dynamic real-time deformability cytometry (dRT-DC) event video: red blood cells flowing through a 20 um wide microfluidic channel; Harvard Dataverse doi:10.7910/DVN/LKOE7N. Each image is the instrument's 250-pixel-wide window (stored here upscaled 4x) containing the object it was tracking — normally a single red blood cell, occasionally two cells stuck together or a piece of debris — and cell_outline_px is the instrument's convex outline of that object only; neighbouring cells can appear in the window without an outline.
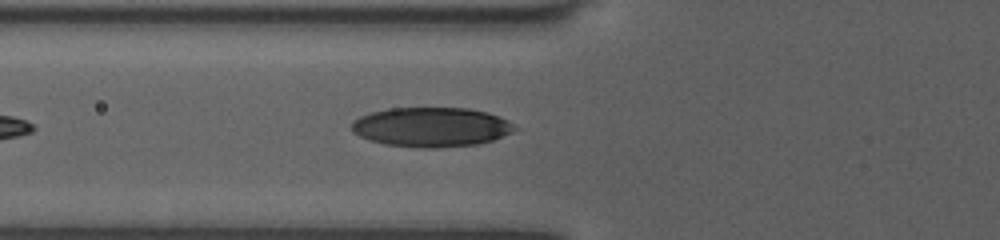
{"species": "human", "species_latin": "Homo sapiens", "temperature_condition": "room temperature", "stored_images_in_passage": 27, "camera_frame_rate_fps": 3000, "um_per_image_px": 0.085, "donor": {"sex": "female"}, "frame": {"image": 1, "passage_image": 5, "time_ms": 1.333, "image_size_px": [1000, 240], "cell_outline_px": [[516, 128], [512, 132], [492, 140], [476, 144], [436, 148], [424, 148], [384, 144], [360, 136], [352, 132], [352, 124], [360, 116], [372, 112], [388, 108], [468, 108], [488, 112], [500, 116], [508, 120]], "centroid_in_image_um": [36.67, 10.79], "position_along_channel_um": 89.1, "area_um2": 37.34}}
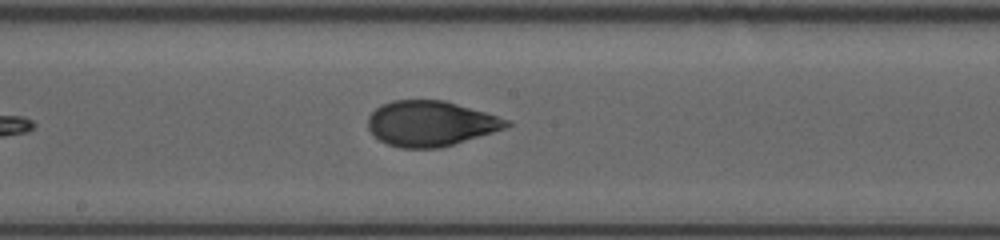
{"frame": {"image": 2, "passage_image": 14, "time_ms": 4.333, "image_size_px": [1000, 240], "cell_outline_px": [[512, 124], [504, 128], [492, 132], [440, 148], [400, 148], [388, 144], [380, 140], [368, 128], [368, 116], [376, 108], [392, 100], [444, 100], [484, 112], [508, 120]], "centroid_in_image_um": [36.57, 10.5], "position_along_channel_um": 211.6, "area_um2": 36.07}}
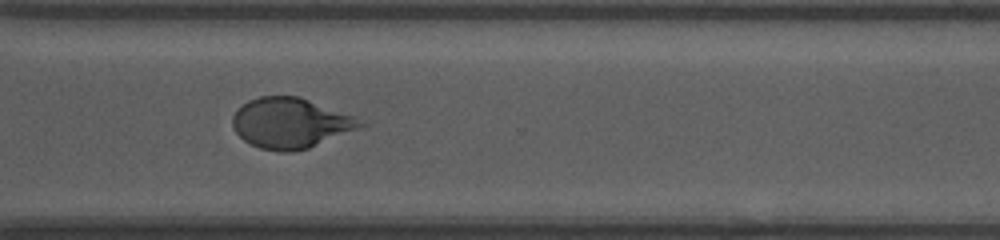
{"frame": {"image": 3, "passage_image": 24, "time_ms": 7.667, "image_size_px": [1000, 240], "cell_outline_px": [[368, 124], [308, 148], [292, 152], [280, 152], [260, 148], [244, 140], [236, 132], [232, 124], [232, 116], [248, 100], [260, 96], [300, 96], [352, 116]], "centroid_in_image_um": [24.66, 10.46], "position_along_channel_um": 345.9, "area_um2": 36.93}, "authors_computed_cell_mechanics": {"area_um2": 36.4718, "velocity_mm_per_s": 4.0484, "shape_relaxation_time_tau1_ms": 4.2274, "shape_relaxation_time_tau2_ms": 1.0782, "deformation_change_tau1": 0.1591, "deformation_change_tau2": 0.0597}}